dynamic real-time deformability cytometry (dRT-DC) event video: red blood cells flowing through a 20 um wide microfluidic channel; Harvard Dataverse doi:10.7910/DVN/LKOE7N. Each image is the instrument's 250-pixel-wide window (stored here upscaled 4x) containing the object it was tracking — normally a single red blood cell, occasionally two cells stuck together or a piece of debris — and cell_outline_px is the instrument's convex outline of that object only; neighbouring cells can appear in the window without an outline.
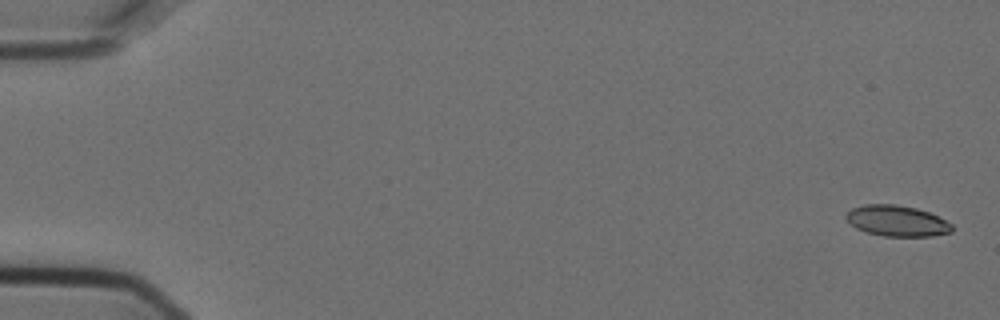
{"species": "Egyptian fruit bat (a non-hibernating species)", "species_latin": "Rousettus aegyptiacus", "temperature_condition": "cold", "stored_images_in_passage": 5, "camera_frame_rate_fps": 3000, "um_per_image_px": 0.085, "animal": {"sex": "female"}, "frame": {"image": 1, "passage_image": 1, "time_ms": 0.0, "image_size_px": [1000, 320], "cell_outline_px": [[952, 232], [932, 236], [884, 236], [868, 232], [856, 228], [844, 216], [852, 208], [864, 204], [896, 204], [916, 208], [928, 212], [952, 224]], "centroid_in_image_um": [76.23, 18.77], "position_along_channel_um": 8.8, "area_um2": 18.84}}